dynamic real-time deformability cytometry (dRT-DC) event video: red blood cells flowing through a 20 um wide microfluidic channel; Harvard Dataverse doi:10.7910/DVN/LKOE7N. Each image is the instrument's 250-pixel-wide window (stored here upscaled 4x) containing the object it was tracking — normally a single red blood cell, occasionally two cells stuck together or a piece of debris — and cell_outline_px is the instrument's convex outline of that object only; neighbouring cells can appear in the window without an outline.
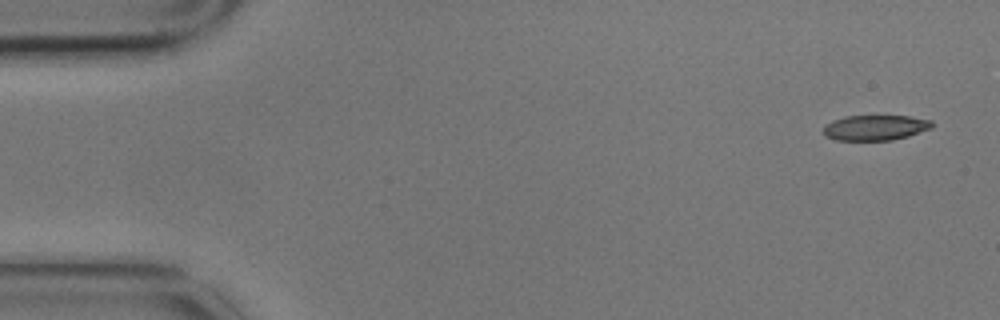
{"species": "common noctule bat (a hibernating species)", "species_latin": "Nyctalus noctula", "temperature_condition": "cold", "stored_images_in_passage": 4, "camera_frame_rate_fps": 3000, "um_per_image_px": 0.085, "animal": {"sex": "male", "body_mass_g": 17.9}, "frame": {"image": 1, "passage_image": 1, "time_ms": 0.0, "image_size_px": [1000, 320], "cell_outline_px": [[932, 128], [908, 136], [892, 140], [836, 140], [824, 136], [824, 124], [832, 120], [844, 116], [908, 116], [932, 120]], "centroid_in_image_um": [74.37, 10.85], "position_along_channel_um": 10.6, "area_um2": 16.07}}